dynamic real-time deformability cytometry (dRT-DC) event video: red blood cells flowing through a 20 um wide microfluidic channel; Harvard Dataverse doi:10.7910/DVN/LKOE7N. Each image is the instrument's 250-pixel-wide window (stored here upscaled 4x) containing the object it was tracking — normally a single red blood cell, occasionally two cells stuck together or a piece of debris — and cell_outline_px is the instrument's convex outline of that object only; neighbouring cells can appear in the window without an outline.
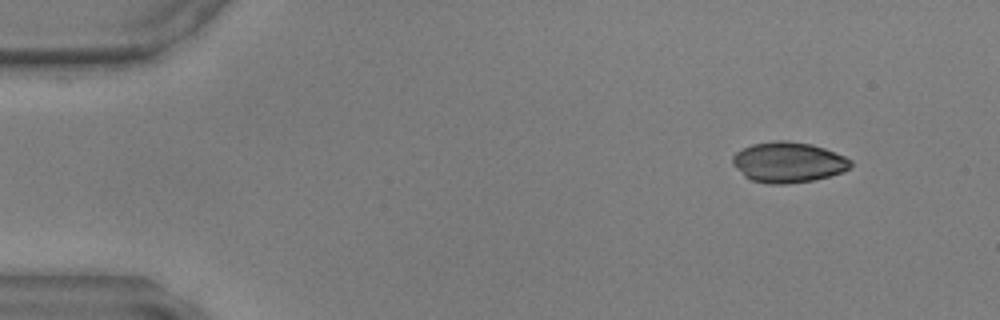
{"species": "common noctule bat (a hibernating species)", "species_latin": "Nyctalus noctula", "temperature_condition": "warm", "stored_images_in_passage": 43, "camera_frame_rate_fps": 3000, "um_per_image_px": 0.085, "animal": {"sex": "male", "body_mass_g": 17.9, "forearm_length_mm": 54.2}, "frame": {"image": 1, "passage_image": 1, "time_ms": 0.0, "image_size_px": [1000, 320], "cell_outline_px": [[852, 164], [844, 172], [816, 180], [788, 184], [768, 184], [752, 180], [744, 176], [732, 164], [732, 156], [736, 152], [752, 144], [776, 140], [788, 140], [812, 144], [824, 148], [844, 156], [852, 160]], "centroid_in_image_um": [67.0, 13.8], "position_along_channel_um": 18.0, "area_um2": 28.09}}
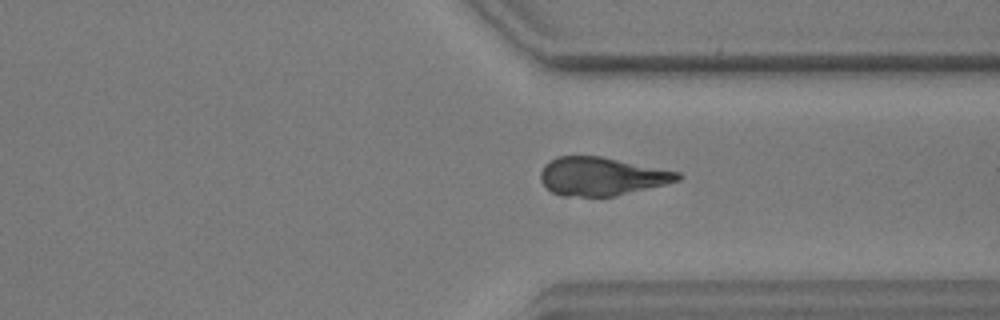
{"frame": {"image": 2, "passage_image": 32, "time_ms": 10.333, "image_size_px": [1000, 320], "cell_outline_px": [[684, 176], [680, 180], [616, 196], [560, 196], [552, 192], [540, 180], [540, 172], [544, 164], [556, 156], [600, 156], [680, 172]], "centroid_in_image_um": [51.12, 14.99], "position_along_channel_um": 360.3, "area_um2": 30.58}}
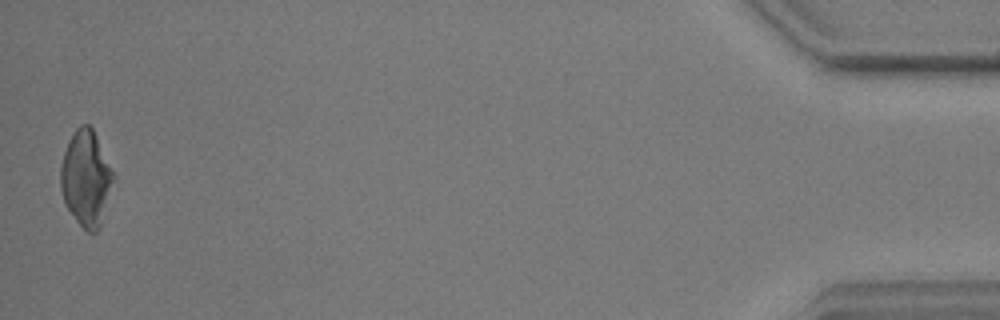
{"frame": {"image": 3, "passage_image": 43, "time_ms": 14.0, "image_size_px": [1000, 320], "cell_outline_px": [[116, 176], [100, 228], [96, 232], [88, 232], [76, 220], [64, 204], [60, 188], [60, 168], [64, 152], [76, 128], [80, 124], [88, 124], [92, 128], [116, 172]], "centroid_in_image_um": [7.35, 15.16], "position_along_channel_um": 427.9, "area_um2": 29.82}}